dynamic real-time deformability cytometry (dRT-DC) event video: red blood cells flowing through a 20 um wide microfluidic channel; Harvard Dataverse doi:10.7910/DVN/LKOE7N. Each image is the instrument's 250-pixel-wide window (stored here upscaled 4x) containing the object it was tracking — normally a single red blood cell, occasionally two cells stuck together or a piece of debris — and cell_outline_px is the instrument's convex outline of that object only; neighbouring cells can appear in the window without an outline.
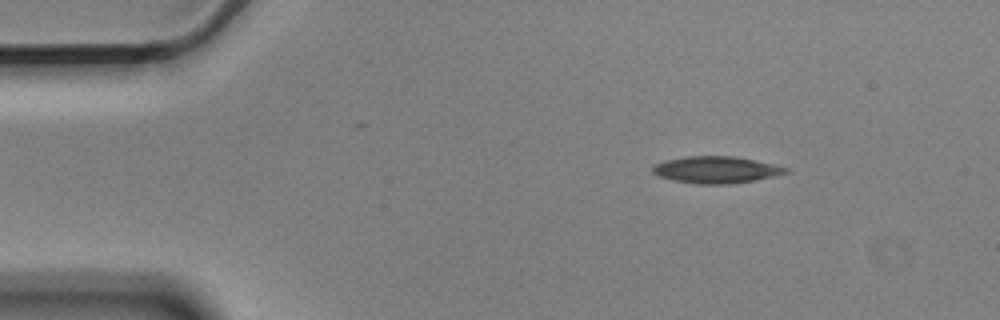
{"species": "Egyptian fruit bat (a non-hibernating species)", "species_latin": "Rousettus aegyptiacus", "temperature_condition": "cold", "stored_images_in_passage": 4, "camera_frame_rate_fps": 3000, "um_per_image_px": 0.085, "animal": {"sex": "male"}, "frame": {"image": 1, "passage_image": 2, "time_ms": 0.333, "image_size_px": [1000, 320], "cell_outline_px": [[792, 172], [756, 180], [728, 184], [700, 184], [672, 180], [656, 176], [652, 172], [652, 168], [656, 164], [664, 160], [684, 156], [736, 156], [756, 160], [788, 168]], "centroid_in_image_um": [60.87, 14.43], "position_along_channel_um": 24.1, "area_um2": 20.98}}